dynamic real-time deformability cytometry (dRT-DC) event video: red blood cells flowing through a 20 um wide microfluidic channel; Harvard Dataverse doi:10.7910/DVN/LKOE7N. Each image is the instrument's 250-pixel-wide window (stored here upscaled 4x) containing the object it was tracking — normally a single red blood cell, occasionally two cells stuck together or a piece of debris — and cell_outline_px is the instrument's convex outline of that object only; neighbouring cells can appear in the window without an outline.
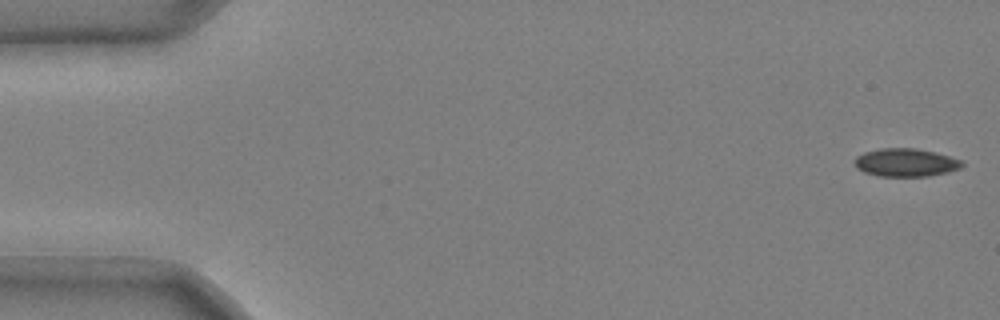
{"species": "common noctule bat (a hibernating species)", "species_latin": "Nyctalus noctula", "temperature_condition": "cold", "stored_images_in_passage": 50, "camera_frame_rate_fps": 3000, "um_per_image_px": 0.085, "animal": {"sex": "male", "body_mass_g": 20.4}, "frame": {"image": 1, "passage_image": 1, "time_ms": 0.0, "image_size_px": [1000, 320], "cell_outline_px": [[964, 164], [960, 168], [948, 172], [928, 176], [880, 176], [864, 172], [856, 168], [852, 160], [856, 156], [864, 152], [880, 148], [916, 148], [936, 152], [960, 160]], "centroid_in_image_um": [76.94, 13.81], "position_along_channel_um": 8.1, "area_um2": 17.69}}
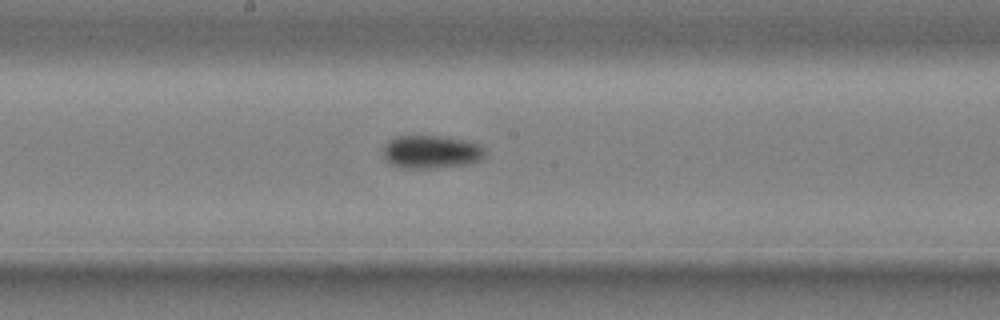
{"frame": {"image": 2, "passage_image": 28, "time_ms": 9.0, "image_size_px": [1000, 320], "cell_outline_px": [[484, 160], [472, 164], [436, 168], [400, 168], [384, 160], [384, 144], [388, 140], [396, 136], [416, 132], [448, 136], [480, 144], [484, 148]], "centroid_in_image_um": [36.65, 12.86], "position_along_channel_um": 211.6, "area_um2": 20.87}}
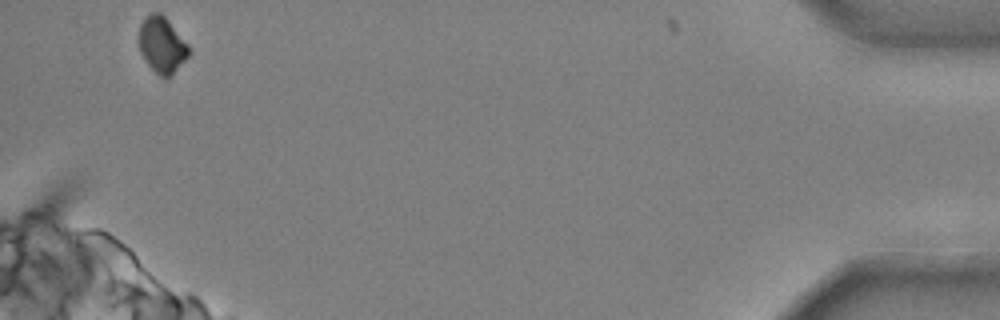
{"frame": {"image": 3, "passage_image": 50, "time_ms": 16.333, "image_size_px": [1000, 320], "cell_outline_px": [[192, 52], [172, 76], [164, 80], [144, 60], [140, 52], [136, 40], [136, 36], [140, 24], [152, 12], [160, 12], [168, 20], [188, 44]], "centroid_in_image_um": [13.75, 3.84], "position_along_channel_um": 421.4, "area_um2": 16.76}, "authors_computed_cell_mechanics": {"area_um2": 18.2937, "velocity_mm_per_s": 3.7277, "shape_relaxation_time_tau1_ms": 7.4007, "shape_relaxation_time_tau2_ms": null, "deformation_change_tau1": 0.1137, "deformation_change_tau2": null}}